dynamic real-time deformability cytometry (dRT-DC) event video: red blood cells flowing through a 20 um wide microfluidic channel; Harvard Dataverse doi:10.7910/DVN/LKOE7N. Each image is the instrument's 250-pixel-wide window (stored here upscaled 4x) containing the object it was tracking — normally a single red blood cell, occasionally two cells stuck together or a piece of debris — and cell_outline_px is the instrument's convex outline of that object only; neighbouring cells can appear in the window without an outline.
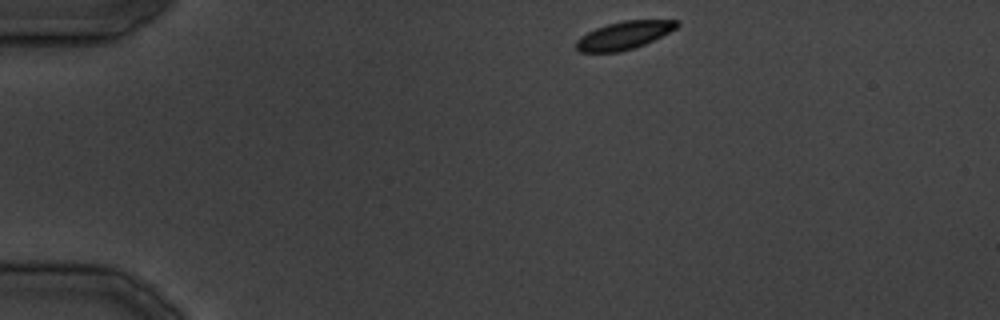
{"species": "common noctule bat (a hibernating species)", "species_latin": "Nyctalus noctula", "temperature_condition": "cold", "stored_images_in_passage": 25, "camera_frame_rate_fps": 3000, "um_per_image_px": 0.085, "animal": {"sex": "male", "body_mass_g": 19.5, "forearm_length_mm": 54.6}, "frame": {"image": 1, "passage_image": 1, "time_ms": 0.0, "image_size_px": [1000, 320], "cell_outline_px": [[680, 24], [676, 28], [644, 44], [632, 48], [616, 52], [580, 52], [576, 48], [576, 40], [580, 36], [596, 28], [608, 24], [624, 20], [680, 20]], "centroid_in_image_um": [53.02, 2.99], "position_along_channel_um": 32.0, "area_um2": 16.13}}